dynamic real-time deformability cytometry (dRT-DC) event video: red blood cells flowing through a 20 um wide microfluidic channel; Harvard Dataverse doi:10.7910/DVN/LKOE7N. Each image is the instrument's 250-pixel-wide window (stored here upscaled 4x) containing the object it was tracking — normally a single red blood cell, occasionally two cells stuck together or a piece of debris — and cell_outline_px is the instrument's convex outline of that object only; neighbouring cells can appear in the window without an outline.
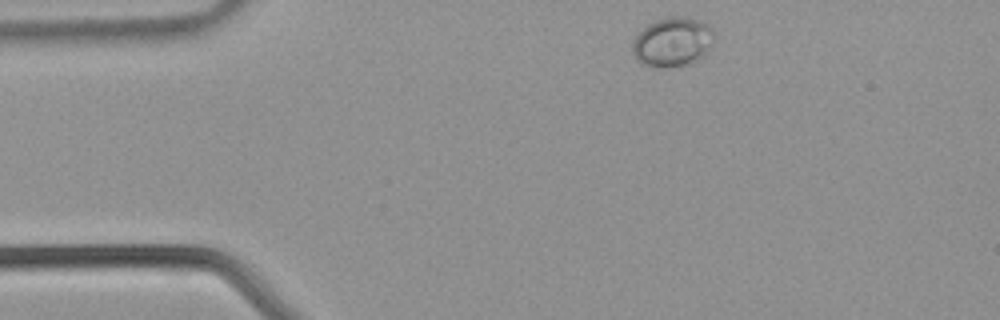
{"species": "common noctule bat (a hibernating species)", "species_latin": "Nyctalus noctula", "temperature_condition": "warm", "stored_images_in_passage": 33, "camera_frame_rate_fps": 3000, "um_per_image_px": 0.085, "animal": {"sex": "male", "body_mass_g": 21.5, "forearm_length_mm": 52.0}, "frame": {"image": 1, "passage_image": 1, "time_ms": 0.0, "image_size_px": [1000, 320], "cell_outline_px": [[712, 44], [700, 56], [684, 64], [668, 68], [652, 68], [640, 64], [636, 60], [632, 52], [632, 40], [648, 24], [656, 20], [672, 16], [680, 16], [696, 20], [712, 28]], "centroid_in_image_um": [57.06, 3.59], "position_along_channel_um": 27.9, "area_um2": 23.06}}
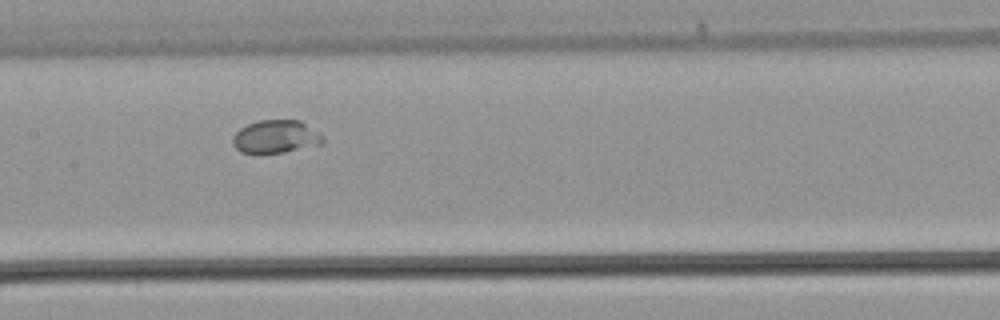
{"frame": {"image": 2, "passage_image": 13, "time_ms": 4.0, "image_size_px": [1000, 320], "cell_outline_px": [[324, 144], [284, 152], [240, 152], [232, 144], [232, 136], [240, 128], [248, 124], [260, 120], [300, 120], [320, 132], [324, 136]], "centroid_in_image_um": [23.48, 11.61], "position_along_channel_um": 183.9, "area_um2": 17.4}}
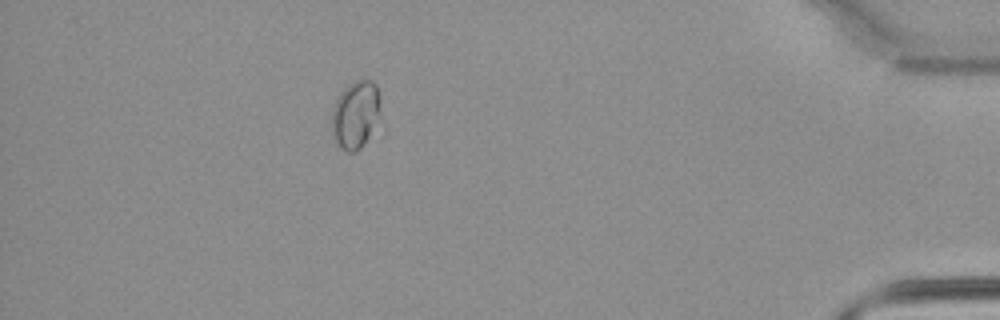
{"frame": {"image": 3, "passage_image": 29, "time_ms": 9.333, "image_size_px": [1000, 320], "cell_outline_px": [[380, 104], [376, 132], [360, 148], [352, 152], [348, 152], [340, 148], [332, 132], [332, 112], [336, 100], [340, 92], [352, 80], [372, 80], [376, 84], [380, 96]], "centroid_in_image_um": [30.25, 9.73], "position_along_channel_um": 404.9, "area_um2": 19.59}}